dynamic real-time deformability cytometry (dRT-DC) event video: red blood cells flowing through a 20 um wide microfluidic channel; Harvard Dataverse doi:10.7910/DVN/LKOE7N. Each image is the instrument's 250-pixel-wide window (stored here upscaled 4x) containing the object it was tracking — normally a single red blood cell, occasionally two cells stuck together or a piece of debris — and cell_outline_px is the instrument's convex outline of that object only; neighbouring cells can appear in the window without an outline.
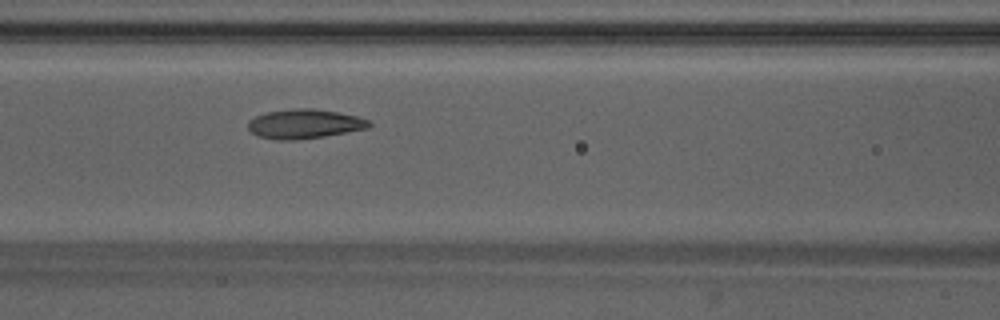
{"species": "Egyptian fruit bat (a non-hibernating species)", "species_latin": "Rousettus aegyptiacus", "temperature_condition": "warm", "stored_images_in_passage": 42, "camera_frame_rate_fps": 3000, "um_per_image_px": 0.085, "animal": {"sex": "male"}, "frame": {"image": 1, "passage_image": 18, "time_ms": 5.667, "image_size_px": [1000, 320], "cell_outline_px": [[372, 124], [368, 128], [324, 136], [296, 140], [276, 140], [256, 136], [248, 128], [248, 120], [256, 116], [268, 112], [296, 108], [312, 108], [336, 112], [356, 116], [368, 120]], "centroid_in_image_um": [25.85, 10.54], "position_along_channel_um": 140.8, "area_um2": 20.58}}
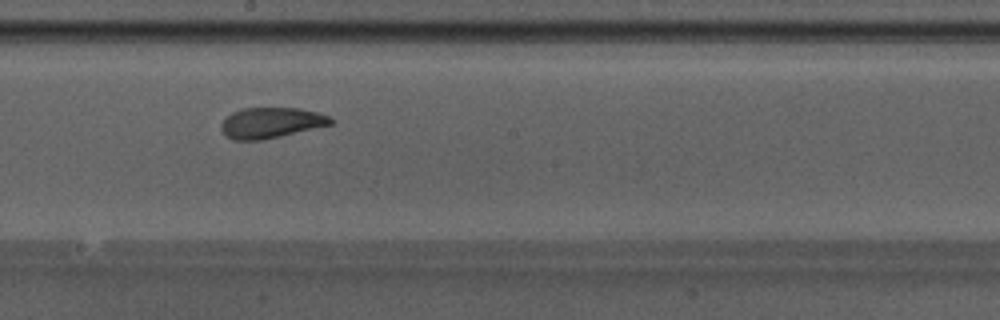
{"frame": {"image": 2, "passage_image": 24, "time_ms": 7.667, "image_size_px": [1000, 320], "cell_outline_px": [[336, 120], [332, 124], [280, 136], [260, 140], [232, 140], [220, 128], [220, 124], [232, 112], [244, 108], [300, 108], [316, 112], [328, 116]], "centroid_in_image_um": [23.05, 10.43], "position_along_channel_um": 225.2, "area_um2": 19.36}}
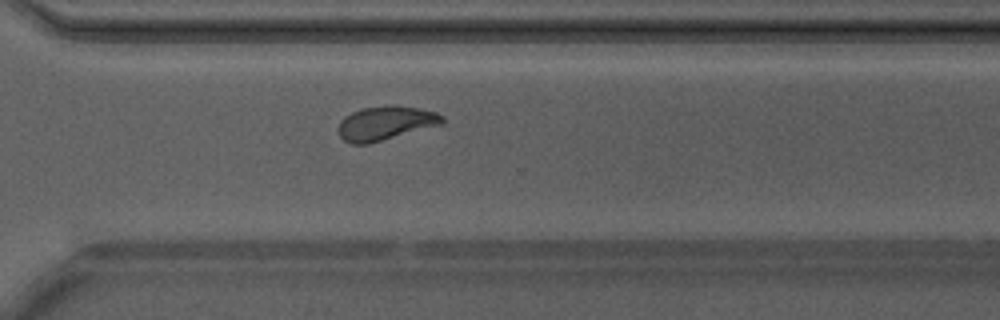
{"frame": {"image": 3, "passage_image": 32, "time_ms": 10.333, "image_size_px": [1000, 320], "cell_outline_px": [[444, 124], [368, 144], [352, 144], [344, 140], [340, 136], [336, 128], [340, 120], [344, 116], [360, 108], [388, 104], [396, 104], [420, 108], [436, 112], [444, 116]], "centroid_in_image_um": [32.77, 10.45], "position_along_channel_um": 337.8, "area_um2": 21.15}, "authors_computed_cell_mechanics": {"area_um2": 20.6924, "velocity_mm_per_s": 4.2272, "shape_relaxation_time_tau1_ms": 3.9278, "shape_relaxation_time_tau2_ms": 1.2435, "deformation_change_tau1": 0.1408, "deformation_change_tau2": 0.0699}}